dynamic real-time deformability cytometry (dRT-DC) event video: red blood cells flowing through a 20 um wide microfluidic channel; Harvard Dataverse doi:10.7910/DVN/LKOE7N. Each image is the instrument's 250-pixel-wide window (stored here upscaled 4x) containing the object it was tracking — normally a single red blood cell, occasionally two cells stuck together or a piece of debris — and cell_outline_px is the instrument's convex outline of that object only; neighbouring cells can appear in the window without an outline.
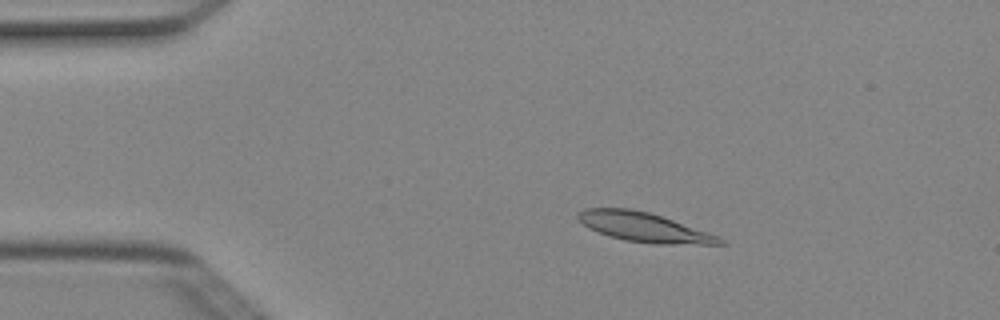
{"species": "Egyptian fruit bat (a non-hibernating species)", "species_latin": "Rousettus aegyptiacus", "temperature_condition": "cold", "stored_images_in_passage": 5, "camera_frame_rate_fps": 3000, "um_per_image_px": 0.085, "animal": {"sex": "female"}, "frame": {"image": 1, "passage_image": 2, "time_ms": 0.333, "image_size_px": [1000, 320], "cell_outline_px": [[728, 244], [656, 244], [624, 240], [608, 236], [588, 228], [576, 216], [576, 212], [584, 208], [632, 208], [648, 212], [720, 236]], "centroid_in_image_um": [54.72, 19.31], "position_along_channel_um": 30.3, "area_um2": 24.22}}
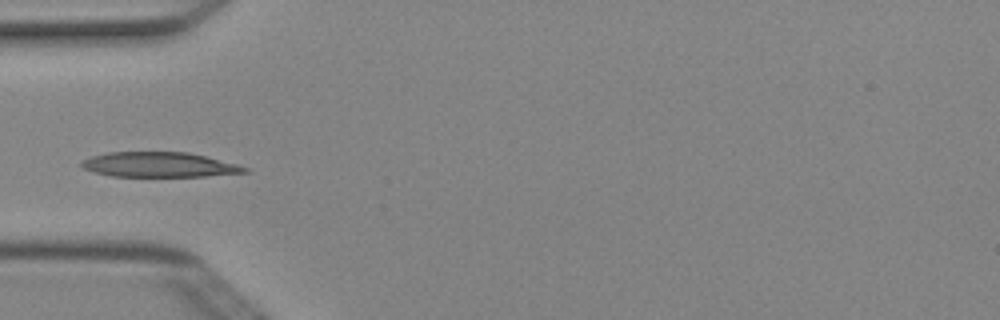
{"frame": {"image": 2, "passage_image": 4, "time_ms": 1.0, "image_size_px": [1000, 320], "cell_outline_px": [[248, 172], [204, 176], [112, 176], [96, 172], [84, 168], [80, 164], [80, 160], [92, 156], [108, 152], [188, 152], [236, 164], [248, 168]], "centroid_in_image_um": [13.5, 13.99], "position_along_channel_um": 71.5, "area_um2": 23.41}}
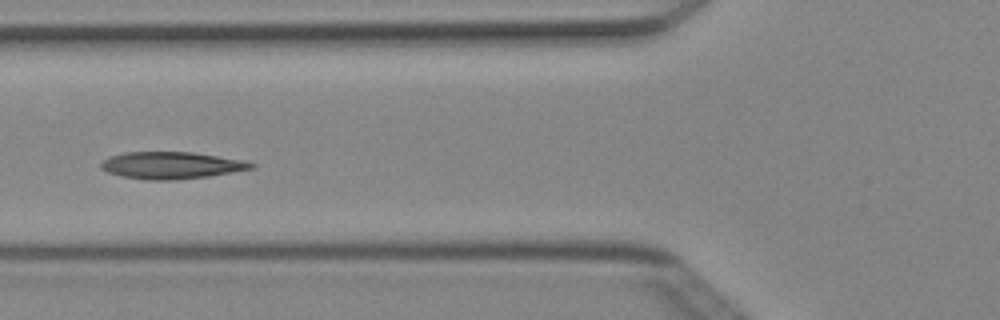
{"frame": {"image": 3, "passage_image": 5, "time_ms": 1.333, "image_size_px": [1000, 320], "cell_outline_px": [[256, 168], [208, 176], [172, 180], [148, 180], [120, 176], [108, 172], [100, 168], [100, 164], [108, 156], [124, 152], [192, 152], [244, 160], [256, 164]], "centroid_in_image_um": [14.55, 14.05], "position_along_channel_um": 111.2, "area_um2": 23.7}}